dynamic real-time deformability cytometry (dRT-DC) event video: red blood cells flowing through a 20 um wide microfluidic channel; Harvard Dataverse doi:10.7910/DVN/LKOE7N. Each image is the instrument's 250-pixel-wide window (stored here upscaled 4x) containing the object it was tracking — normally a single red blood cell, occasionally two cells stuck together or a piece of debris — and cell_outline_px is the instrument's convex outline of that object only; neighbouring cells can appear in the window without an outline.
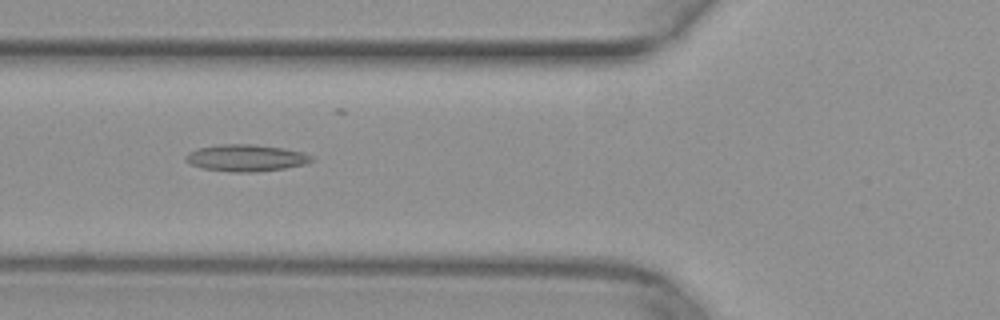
{"species": "common noctule bat (a hibernating species)", "species_latin": "Nyctalus noctula", "temperature_condition": "warm", "stored_images_in_passage": 38, "camera_frame_rate_fps": 3000, "um_per_image_px": 0.085, "animal": {"sex": "female", "body_mass_g": 29.2, "forearm_length_mm": 56.3}, "frame": {"image": 1, "passage_image": 9, "time_ms": 2.667, "image_size_px": [1000, 320], "cell_outline_px": [[312, 160], [304, 164], [284, 168], [256, 172], [232, 172], [200, 168], [184, 160], [184, 156], [188, 152], [200, 148], [224, 144], [252, 144], [280, 148], [300, 152], [312, 156]], "centroid_in_image_um": [20.85, 13.43], "position_along_channel_um": 105.0, "area_um2": 19.36}}
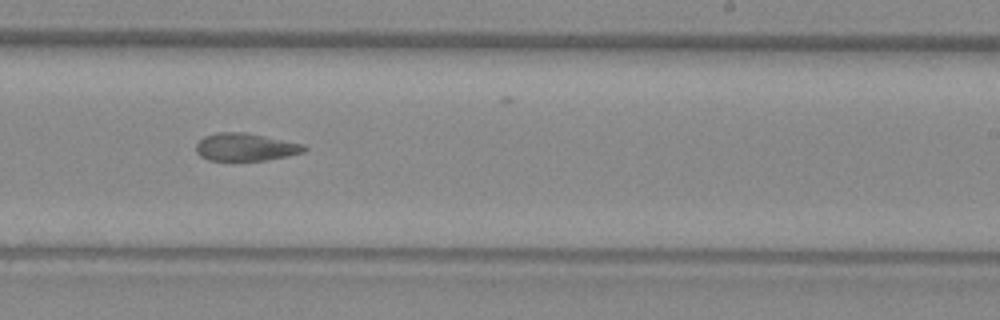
{"frame": {"image": 2, "passage_image": 21, "time_ms": 6.667, "image_size_px": [1000, 320], "cell_outline_px": [[308, 148], [304, 152], [288, 156], [264, 160], [208, 160], [200, 156], [196, 152], [196, 144], [204, 136], [216, 132], [244, 132], [304, 144]], "centroid_in_image_um": [20.86, 12.5], "position_along_channel_um": 268.1, "area_um2": 17.4}}
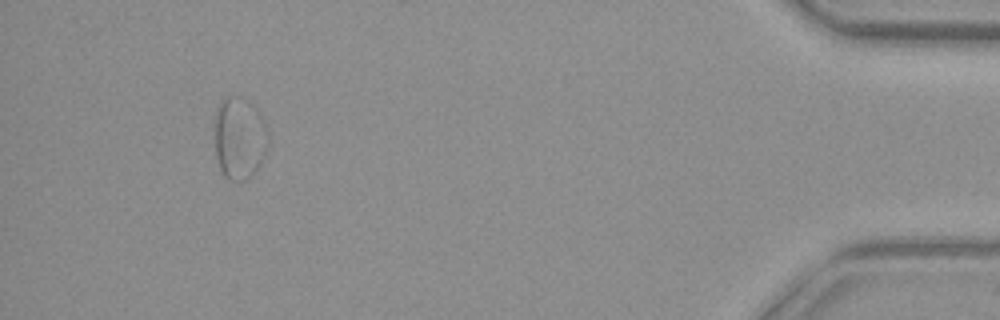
{"frame": {"image": 3, "passage_image": 37, "time_ms": 12.0, "image_size_px": [1000, 320], "cell_outline_px": [[268, 128], [264, 156], [256, 168], [244, 180], [228, 180], [224, 176], [220, 168], [216, 156], [212, 124], [216, 108], [220, 100], [224, 96], [240, 96], [248, 100], [260, 112]], "centroid_in_image_um": [20.28, 11.65], "position_along_channel_um": 414.9, "area_um2": 26.13}}